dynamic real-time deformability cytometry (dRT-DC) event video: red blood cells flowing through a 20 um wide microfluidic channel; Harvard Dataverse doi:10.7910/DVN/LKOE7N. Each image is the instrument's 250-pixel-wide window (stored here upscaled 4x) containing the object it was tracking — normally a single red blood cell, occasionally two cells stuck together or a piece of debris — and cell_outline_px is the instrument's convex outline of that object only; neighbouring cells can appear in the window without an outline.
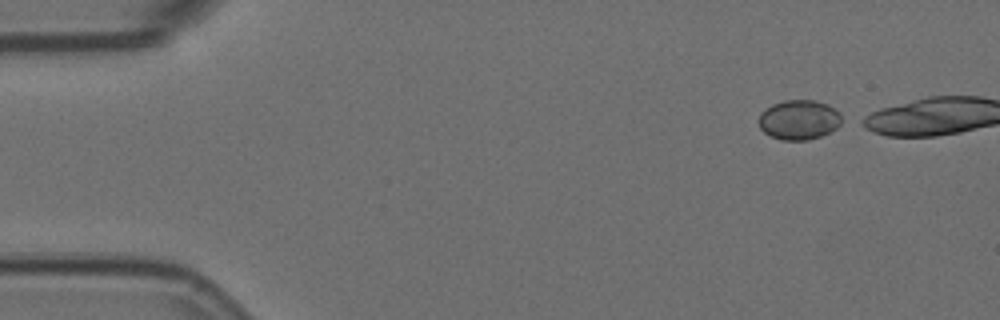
{"species": "Egyptian fruit bat (a non-hibernating species)", "species_latin": "Rousettus aegyptiacus", "temperature_condition": "room temperature", "stored_images_in_passage": 6, "camera_frame_rate_fps": 3000, "um_per_image_px": 0.085, "animal": {"sex": "female"}, "frame": {"image": 1, "passage_image": 1, "time_ms": 0.0, "image_size_px": [1000, 320], "cell_outline_px": [[848, 120], [844, 124], [820, 136], [808, 140], [780, 140], [764, 132], [760, 128], [760, 112], [764, 108], [772, 104], [784, 100], [816, 100], [828, 104]], "centroid_in_image_um": [67.97, 10.17], "position_along_channel_um": 17.0, "area_um2": 19.54}}
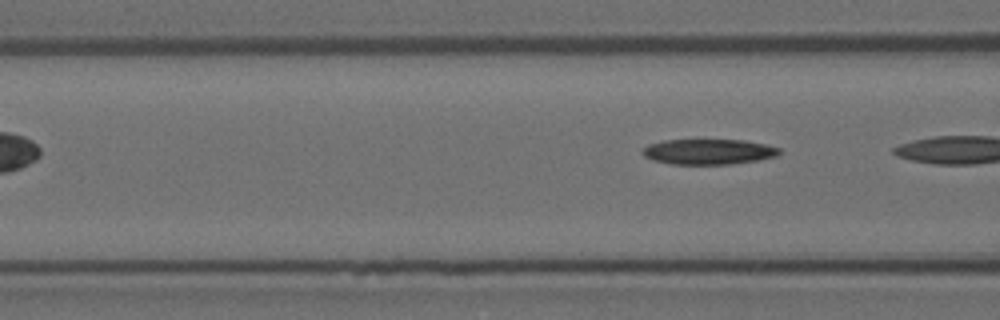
{"frame": {"image": 2, "passage_image": 6, "time_ms": 1.667, "image_size_px": [1000, 320], "cell_outline_px": [[780, 152], [776, 156], [760, 160], [732, 164], [672, 164], [652, 160], [644, 156], [640, 152], [648, 144], [664, 140], [744, 140], [764, 144], [780, 148]], "centroid_in_image_um": [60.21, 12.9], "position_along_channel_um": 106.4, "area_um2": 20.29}}